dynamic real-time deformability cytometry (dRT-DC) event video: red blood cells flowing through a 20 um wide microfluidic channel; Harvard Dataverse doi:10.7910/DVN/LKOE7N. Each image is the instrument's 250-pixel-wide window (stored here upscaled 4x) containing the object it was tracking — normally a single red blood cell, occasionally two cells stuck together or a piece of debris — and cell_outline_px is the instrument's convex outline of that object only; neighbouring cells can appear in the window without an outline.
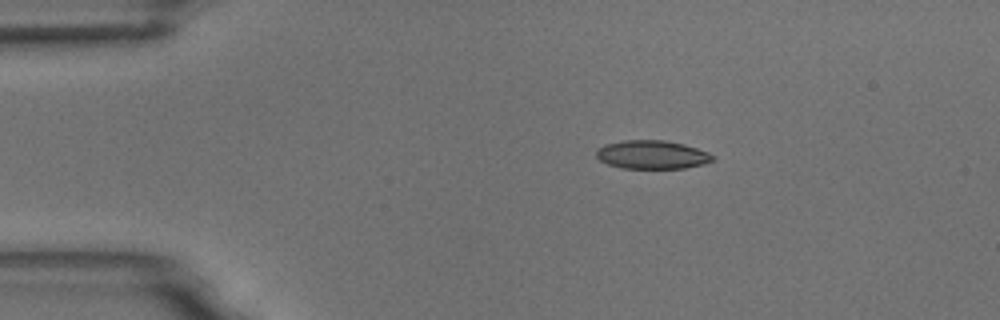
{"species": "common noctule bat (a hibernating species)", "species_latin": "Nyctalus noctula", "temperature_condition": "room temperature", "stored_images_in_passage": 5, "camera_frame_rate_fps": 3000, "um_per_image_px": 0.085, "animal": {"sex": "male", "body_mass_g": 18.8}, "frame": {"image": 1, "passage_image": 2, "time_ms": 1.0, "image_size_px": [1000, 320], "cell_outline_px": [[716, 160], [704, 164], [684, 168], [624, 168], [608, 164], [600, 160], [596, 156], [596, 148], [604, 144], [624, 140], [664, 140], [684, 144], [708, 152], [716, 156]], "centroid_in_image_um": [55.44, 13.14], "position_along_channel_um": 29.6, "area_um2": 19.48}}
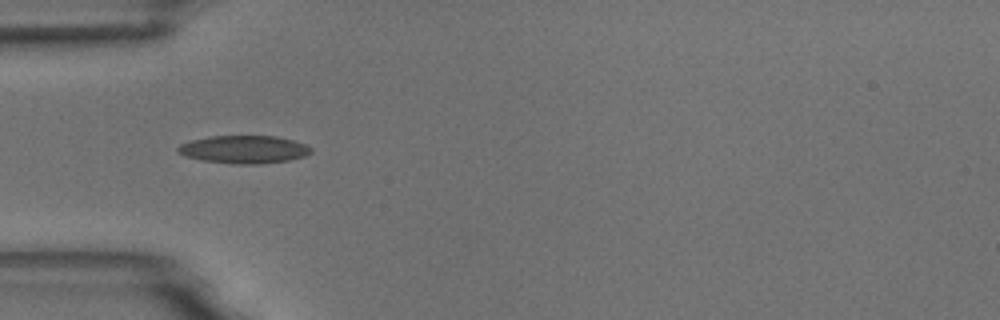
{"frame": {"image": 2, "passage_image": 3, "time_ms": 3.333, "image_size_px": [1000, 320], "cell_outline_px": [[312, 152], [304, 156], [288, 160], [260, 164], [232, 164], [204, 160], [184, 156], [176, 152], [176, 148], [180, 144], [192, 140], [212, 136], [276, 136], [292, 140], [304, 144], [312, 148]], "centroid_in_image_um": [20.71, 12.7], "position_along_channel_um": 64.3, "area_um2": 21.56}}